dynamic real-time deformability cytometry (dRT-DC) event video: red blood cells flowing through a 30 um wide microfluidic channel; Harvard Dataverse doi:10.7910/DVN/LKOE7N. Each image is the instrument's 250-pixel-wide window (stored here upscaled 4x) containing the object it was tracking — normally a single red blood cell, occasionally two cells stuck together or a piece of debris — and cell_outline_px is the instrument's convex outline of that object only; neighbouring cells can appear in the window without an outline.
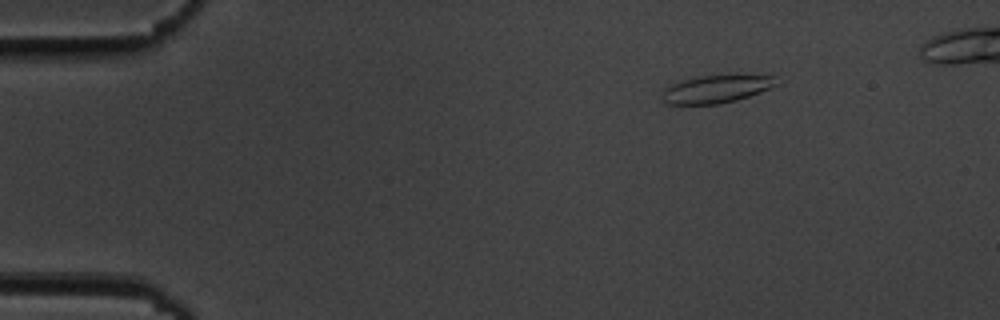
{"species": "common noctule bat (a hibernating species)", "species_latin": "Nyctalus noctula", "temperature_condition": "cold", "stored_images_in_passage": 46, "camera_frame_rate_fps": 3000, "um_per_image_px": 0.085, "animal": {"sex": "male", "body_mass_g": 19.5, "forearm_length_mm": 54.6}, "frame": {"image": 1, "passage_image": 1, "time_ms": 0.0, "image_size_px": [1000, 320], "cell_outline_px": [[780, 84], [748, 96], [736, 100], [720, 104], [668, 104], [660, 100], [664, 92], [672, 84], [680, 80], [700, 76], [772, 76]], "centroid_in_image_um": [60.84, 7.59], "position_along_channel_um": 24.2, "area_um2": 18.03}}
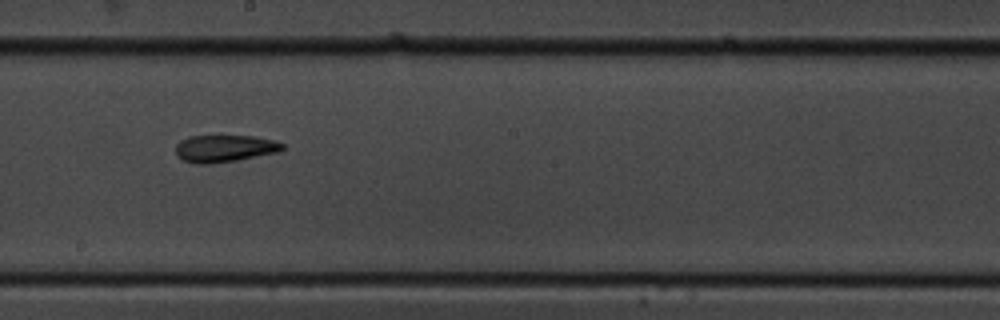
{"frame": {"image": 2, "passage_image": 24, "time_ms": 7.667, "image_size_px": [1000, 320], "cell_outline_px": [[284, 148], [280, 152], [236, 160], [208, 164], [196, 164], [184, 160], [176, 156], [176, 144], [180, 140], [188, 136], [256, 136], [276, 140], [284, 144]], "centroid_in_image_um": [19.1, 12.61], "position_along_channel_um": 229.1, "area_um2": 17.05}}
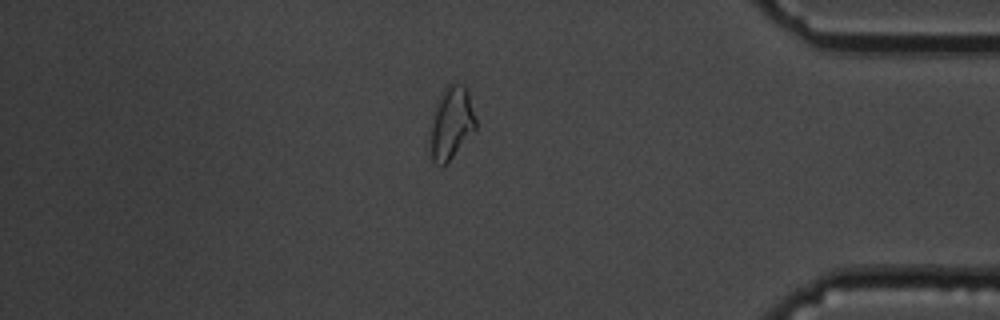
{"frame": {"image": 3, "passage_image": 40, "time_ms": 13.0, "image_size_px": [1000, 320], "cell_outline_px": [[476, 128], [452, 156], [440, 168], [432, 160], [432, 124], [436, 104], [444, 88], [452, 80], [464, 84], [468, 88], [476, 120]], "centroid_in_image_um": [38.4, 10.36], "position_along_channel_um": 396.8, "area_um2": 18.84}}